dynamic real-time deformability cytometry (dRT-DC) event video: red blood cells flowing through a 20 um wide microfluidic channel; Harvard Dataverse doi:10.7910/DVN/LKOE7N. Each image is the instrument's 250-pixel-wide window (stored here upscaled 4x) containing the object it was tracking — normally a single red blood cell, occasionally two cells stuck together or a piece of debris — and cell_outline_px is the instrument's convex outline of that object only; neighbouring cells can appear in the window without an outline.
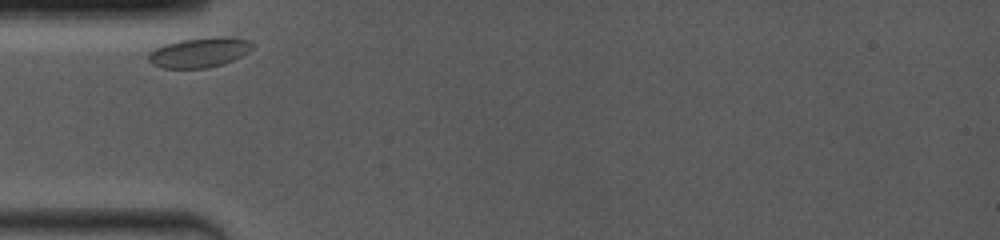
{"species": "common noctule bat (a hibernating species)", "species_latin": "Nyctalus noctula", "temperature_condition": "room temperature", "stored_images_in_passage": 50, "camera_frame_rate_fps": 4000, "um_per_image_px": 0.085, "animal": {"sex": "female", "body_mass_g": 19.0, "forearm_length_mm": 53.3}, "frame": {"image": 1, "passage_image": 1, "time_ms": 0.0, "image_size_px": [1000, 240], "cell_outline_px": [[256, 44], [248, 52], [224, 64], [208, 68], [164, 68], [152, 64], [148, 60], [148, 52], [164, 44], [180, 40], [212, 36], [232, 36], [252, 40]], "centroid_in_image_um": [17.0, 4.43], "position_along_channel_um": 68.0, "area_um2": 18.5}}
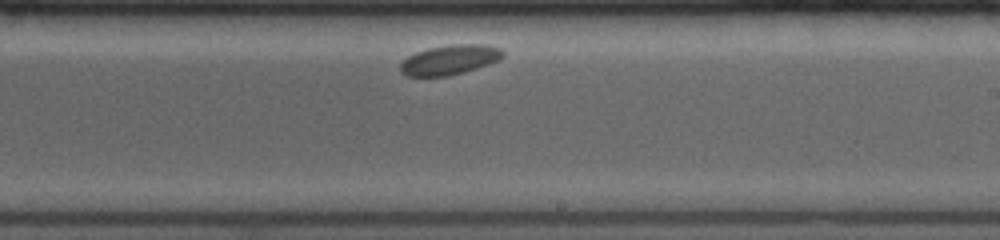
{"frame": {"image": 2, "passage_image": 30, "time_ms": 5.25, "image_size_px": [1000, 240], "cell_outline_px": [[504, 56], [500, 60], [464, 72], [448, 76], [408, 76], [400, 72], [400, 64], [408, 56], [416, 52], [428, 48], [448, 44], [488, 44], [500, 48], [504, 52]], "centroid_in_image_um": [38.25, 5.07], "position_along_channel_um": 250.8, "area_um2": 17.92}}
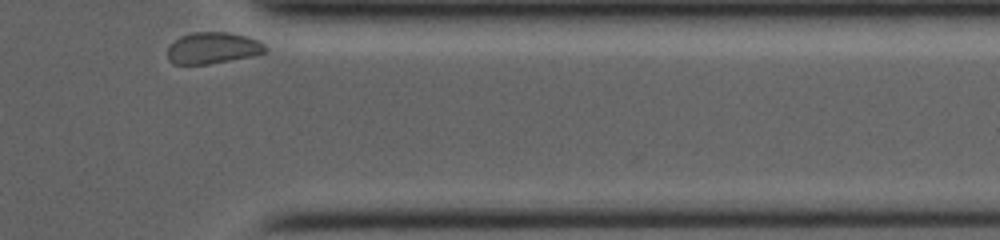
{"frame": {"image": 3, "passage_image": 50, "time_ms": 9.25, "image_size_px": [1000, 240], "cell_outline_px": [[268, 52], [252, 56], [208, 64], [172, 64], [168, 60], [168, 48], [180, 36], [192, 32], [228, 32], [248, 36], [264, 44], [268, 48]], "centroid_in_image_um": [18.11, 4.08], "position_along_channel_um": 393.3, "area_um2": 17.98}}